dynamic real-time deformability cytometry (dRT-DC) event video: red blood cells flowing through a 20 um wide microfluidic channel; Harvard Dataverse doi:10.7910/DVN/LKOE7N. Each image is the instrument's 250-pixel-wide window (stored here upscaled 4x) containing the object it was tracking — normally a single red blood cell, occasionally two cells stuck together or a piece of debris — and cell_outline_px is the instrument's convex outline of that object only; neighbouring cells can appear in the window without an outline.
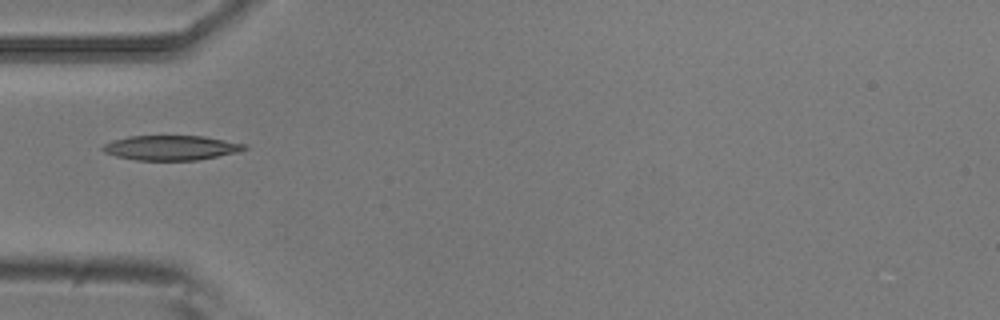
{"species": "common noctule bat (a hibernating species)", "species_latin": "Nyctalus noctula", "temperature_condition": "room temperature", "stored_images_in_passage": 4, "camera_frame_rate_fps": 3000, "um_per_image_px": 0.085, "animal": {"sex": "male", "body_mass_g": 20.5, "forearm_length_mm": 52.5}, "frame": {"image": 1, "passage_image": 1, "time_ms": 0.0, "image_size_px": [1000, 320], "cell_outline_px": [[248, 148], [236, 152], [196, 160], [136, 160], [116, 156], [104, 152], [100, 148], [104, 144], [112, 140], [128, 136], [204, 136], [248, 144]], "centroid_in_image_um": [14.52, 12.55], "position_along_channel_um": 70.5, "area_um2": 20.4}}
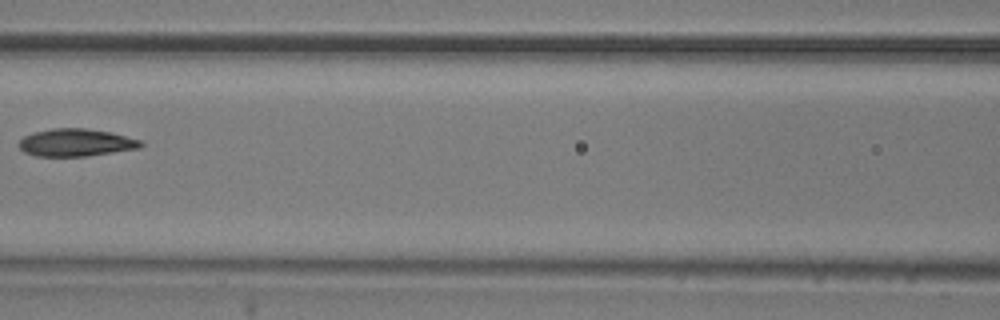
{"frame": {"image": 2, "passage_image": 3, "time_ms": 0.667, "image_size_px": [1000, 320], "cell_outline_px": [[144, 144], [140, 148], [88, 156], [36, 156], [24, 152], [20, 148], [20, 140], [24, 136], [32, 132], [52, 128], [84, 128], [112, 132], [140, 140]], "centroid_in_image_um": [6.46, 12.11], "position_along_channel_um": 160.1, "area_um2": 19.59}}
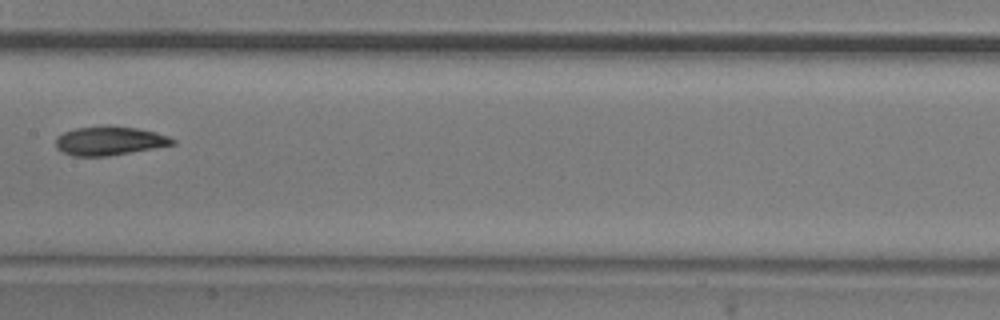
{"frame": {"image": 3, "passage_image": 4, "time_ms": 1.0, "image_size_px": [1000, 320], "cell_outline_px": [[176, 144], [108, 156], [72, 156], [56, 148], [56, 136], [64, 132], [76, 128], [108, 124], [136, 128], [156, 132], [168, 136], [176, 140]], "centroid_in_image_um": [9.3, 11.95], "position_along_channel_um": 198.1, "area_um2": 19.83}}